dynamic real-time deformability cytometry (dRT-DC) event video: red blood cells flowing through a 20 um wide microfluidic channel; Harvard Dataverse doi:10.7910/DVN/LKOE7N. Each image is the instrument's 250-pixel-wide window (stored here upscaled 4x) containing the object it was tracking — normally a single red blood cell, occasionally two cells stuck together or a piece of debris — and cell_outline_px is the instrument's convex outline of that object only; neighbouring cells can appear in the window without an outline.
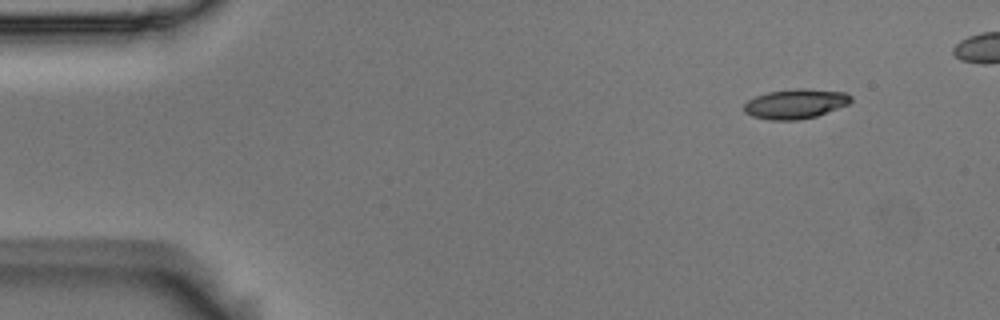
{"species": "Egyptian fruit bat (a non-hibernating species)", "species_latin": "Rousettus aegyptiacus", "temperature_condition": "room temperature", "stored_images_in_passage": 5, "segment_of_instrument_passage": [1, 2], "camera_frame_rate_fps": 3000, "um_per_image_px": 0.085, "animal": {"sex": "male"}, "frame": {"image": 1, "passage_image": 1, "time_ms": 0.0, "image_size_px": [1000, 320], "cell_outline_px": [[852, 100], [848, 104], [816, 116], [796, 120], [768, 120], [752, 116], [744, 112], [744, 104], [748, 100], [756, 96], [768, 92], [796, 88], [804, 88], [848, 92], [852, 96]], "centroid_in_image_um": [67.62, 8.81], "position_along_channel_um": 17.4, "area_um2": 18.55}}